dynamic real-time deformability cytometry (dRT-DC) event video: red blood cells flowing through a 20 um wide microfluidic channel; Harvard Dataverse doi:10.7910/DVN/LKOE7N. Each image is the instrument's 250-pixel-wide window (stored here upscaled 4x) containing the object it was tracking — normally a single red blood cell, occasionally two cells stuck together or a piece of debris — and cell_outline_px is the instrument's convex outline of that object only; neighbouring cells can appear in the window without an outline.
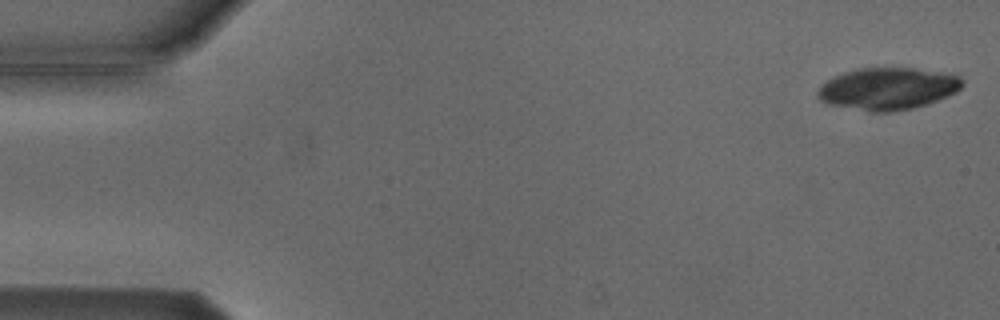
{"species": "Egyptian fruit bat (a non-hibernating species)", "species_latin": "Rousettus aegyptiacus", "temperature_condition": "cold", "stored_images_in_passage": 4, "camera_frame_rate_fps": 3000, "um_per_image_px": 0.085, "animal": {"sex": "male"}, "frame": {"image": 1, "passage_image": 1, "time_ms": 0.0, "image_size_px": [1000, 320], "cell_outline_px": [[964, 84], [956, 92], [948, 96], [928, 104], [912, 108], [892, 112], [872, 112], [828, 104], [820, 100], [816, 96], [816, 92], [820, 84], [844, 72], [860, 68], [912, 68], [940, 72], [960, 76], [964, 80]], "centroid_in_image_um": [75.46, 7.54], "position_along_channel_um": 9.5, "area_um2": 35.55}}